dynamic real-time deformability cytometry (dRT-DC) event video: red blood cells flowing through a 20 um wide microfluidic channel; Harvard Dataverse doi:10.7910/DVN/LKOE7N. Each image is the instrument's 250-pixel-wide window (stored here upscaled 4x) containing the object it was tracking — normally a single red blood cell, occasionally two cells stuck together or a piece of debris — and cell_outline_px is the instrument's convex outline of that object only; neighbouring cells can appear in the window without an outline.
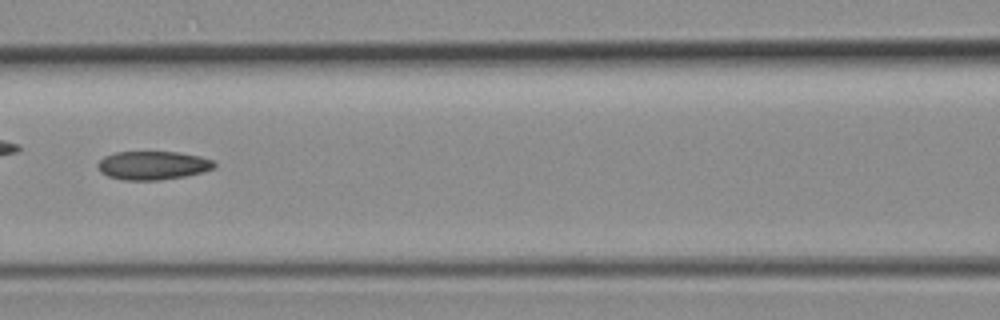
{"species": "common noctule bat (a hibernating species)", "species_latin": "Nyctalus noctula", "temperature_condition": "room temperature", "stored_images_in_passage": 42, "camera_frame_rate_fps": 3000, "um_per_image_px": 0.085, "animal": {"sex": "female", "body_mass_g": 19.3, "forearm_length_mm": 54.1}, "frame": {"image": 1, "passage_image": 19, "time_ms": 6.0, "image_size_px": [1000, 320], "cell_outline_px": [[216, 168], [204, 172], [184, 176], [160, 180], [124, 180], [108, 176], [100, 172], [96, 164], [104, 156], [116, 152], [180, 152], [200, 156], [212, 160], [216, 164]], "centroid_in_image_um": [13.0, 14.06], "position_along_channel_um": 153.6, "area_um2": 19.54}}
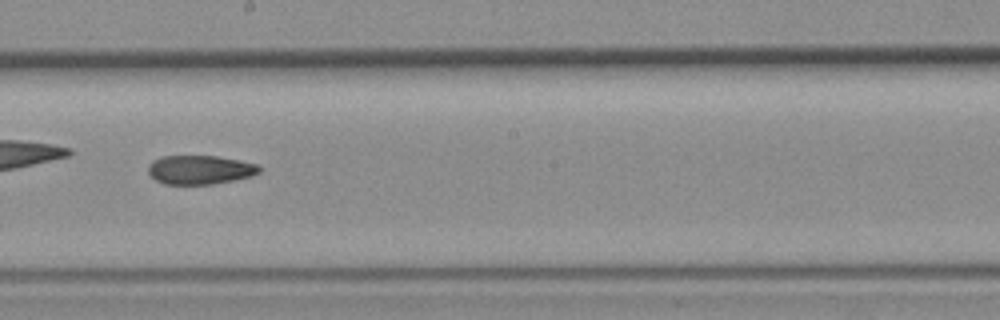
{"frame": {"image": 2, "passage_image": 24, "time_ms": 7.667, "image_size_px": [1000, 320], "cell_outline_px": [[260, 172], [252, 176], [212, 184], [164, 184], [156, 180], [148, 172], [148, 164], [152, 160], [164, 156], [216, 156], [240, 160], [260, 164]], "centroid_in_image_um": [17.01, 14.42], "position_along_channel_um": 231.2, "area_um2": 18.79}}